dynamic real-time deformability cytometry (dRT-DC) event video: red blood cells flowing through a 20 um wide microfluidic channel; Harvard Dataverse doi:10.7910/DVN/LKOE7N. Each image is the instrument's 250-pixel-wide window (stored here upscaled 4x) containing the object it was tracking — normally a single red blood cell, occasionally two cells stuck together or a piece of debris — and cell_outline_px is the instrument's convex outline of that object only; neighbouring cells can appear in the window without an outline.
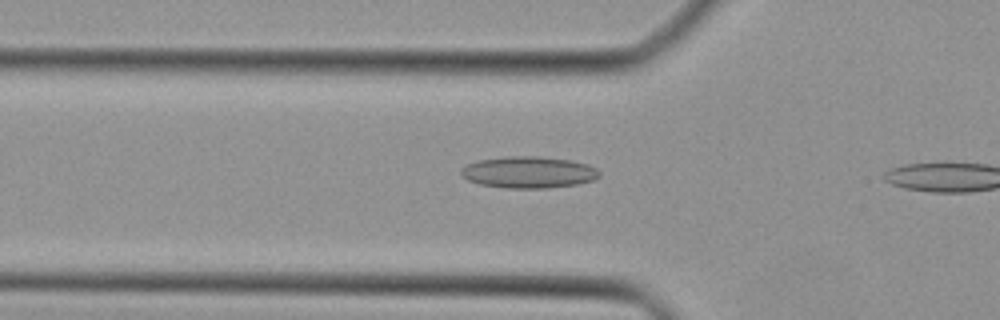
{"species": "Egyptian fruit bat (a non-hibernating species)", "species_latin": "Rousettus aegyptiacus", "temperature_condition": "cold", "stored_images_in_passage": 8, "camera_frame_rate_fps": 3000, "um_per_image_px": 0.085, "animal": {"sex": "female"}, "frame": {"image": 1, "passage_image": 6, "time_ms": 1.667, "image_size_px": [1000, 320], "cell_outline_px": [[600, 176], [592, 180], [576, 184], [548, 188], [504, 188], [480, 184], [468, 180], [460, 172], [460, 168], [476, 160], [512, 156], [536, 156], [568, 160], [588, 164], [596, 168], [600, 172]], "centroid_in_image_um": [44.92, 14.64], "position_along_channel_um": 80.9, "area_um2": 25.37}}